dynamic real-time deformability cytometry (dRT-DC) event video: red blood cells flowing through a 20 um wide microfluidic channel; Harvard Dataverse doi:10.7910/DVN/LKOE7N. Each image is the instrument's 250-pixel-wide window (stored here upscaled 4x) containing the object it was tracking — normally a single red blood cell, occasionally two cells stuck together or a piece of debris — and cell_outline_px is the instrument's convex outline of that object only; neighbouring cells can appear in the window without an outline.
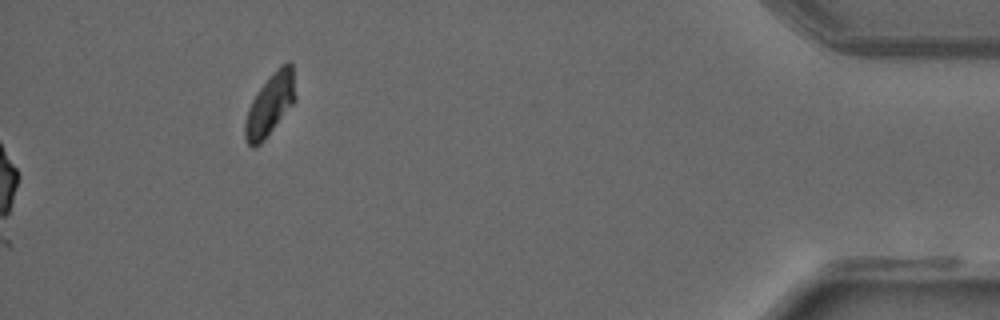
{"species": "common noctule bat (a hibernating species)", "species_latin": "Nyctalus noctula", "temperature_condition": "warm", "stored_images_in_passage": 49, "camera_frame_rate_fps": 3000, "um_per_image_px": 0.085, "animal": {"sex": "male", "forearm_length_mm": 52.5}, "frame": {"image": 1, "passage_image": 49, "time_ms": 16.0, "image_size_px": [1000, 320], "cell_outline_px": [[296, 100], [264, 140], [260, 144], [252, 148], [248, 144], [244, 136], [244, 124], [248, 108], [252, 100], [260, 88], [272, 72], [276, 68], [288, 60], [292, 64], [296, 96]], "centroid_in_image_um": [22.96, 8.88], "position_along_channel_um": 412.2, "area_um2": 18.15}}